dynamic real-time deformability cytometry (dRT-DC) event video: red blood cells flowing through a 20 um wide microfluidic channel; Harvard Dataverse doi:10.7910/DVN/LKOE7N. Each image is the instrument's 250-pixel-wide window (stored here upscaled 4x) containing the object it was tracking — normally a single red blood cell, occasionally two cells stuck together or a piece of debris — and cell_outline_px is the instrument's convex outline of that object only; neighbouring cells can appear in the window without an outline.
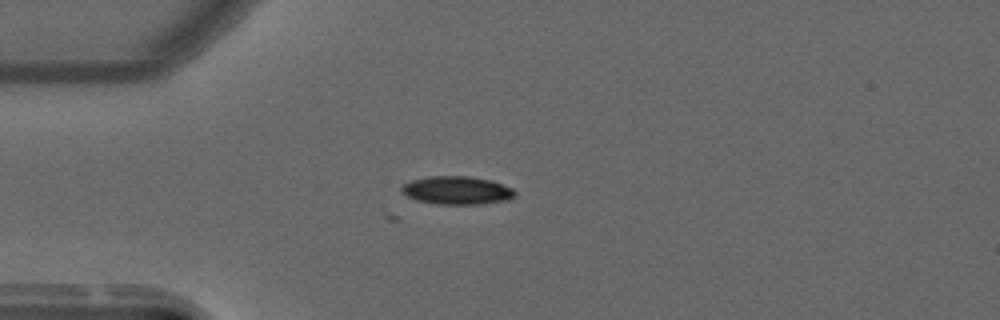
{"species": "common noctule bat (a hibernating species)", "species_latin": "Nyctalus noctula", "temperature_condition": "warm", "stored_images_in_passage": 6, "camera_frame_rate_fps": 3000, "um_per_image_px": 0.085, "animal": {"sex": "male", "forearm_length_mm": 52.5}, "frame": {"image": 1, "passage_image": 1, "time_ms": 0.0, "image_size_px": [1000, 320], "cell_outline_px": [[516, 196], [508, 200], [480, 204], [436, 204], [416, 200], [400, 192], [400, 188], [404, 184], [412, 180], [428, 176], [468, 176], [492, 180], [512, 188], [516, 192]], "centroid_in_image_um": [38.84, 16.18], "position_along_channel_um": 46.2, "area_um2": 18.73}}
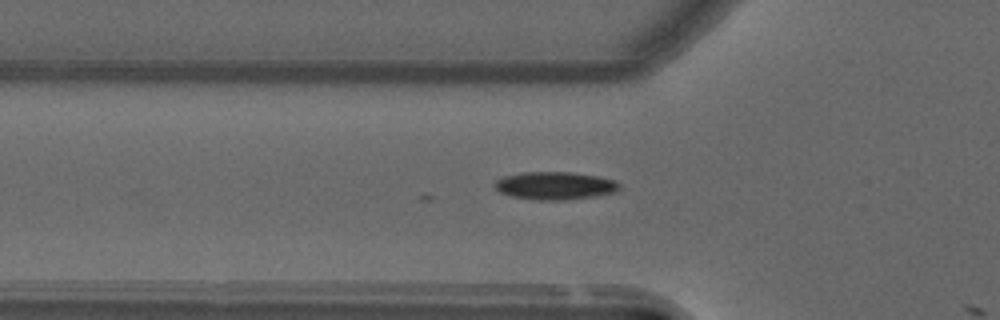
{"frame": {"image": 2, "passage_image": 5, "time_ms": 1.333, "image_size_px": [1000, 320], "cell_outline_px": [[620, 188], [616, 192], [596, 196], [564, 200], [536, 200], [512, 196], [500, 192], [492, 184], [496, 180], [504, 176], [524, 172], [572, 172], [596, 176], [616, 180], [620, 184]], "centroid_in_image_um": [47.19, 15.78], "position_along_channel_um": 78.6, "area_um2": 20.29}}